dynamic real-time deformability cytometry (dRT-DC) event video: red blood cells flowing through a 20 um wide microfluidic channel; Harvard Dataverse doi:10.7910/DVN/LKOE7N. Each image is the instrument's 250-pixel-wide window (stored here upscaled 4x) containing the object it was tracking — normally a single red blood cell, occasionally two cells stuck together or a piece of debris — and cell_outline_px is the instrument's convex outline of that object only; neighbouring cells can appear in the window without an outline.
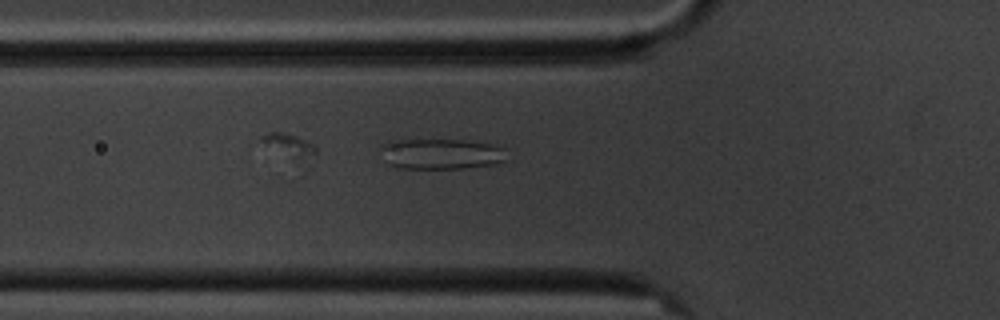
{"species": "common noctule bat (a hibernating species)", "species_latin": "Nyctalus noctula", "temperature_condition": "cold", "stored_images_in_passage": 5, "camera_frame_rate_fps": 3000, "um_per_image_px": 0.085, "animal": {"sex": "male", "body_mass_g": 20.1, "forearm_length_mm": 53.5}, "frame": {"image": 1, "passage_image": 5, "time_ms": 5.667, "image_size_px": [1000, 320], "cell_outline_px": [[508, 160], [496, 164], [460, 168], [400, 168], [388, 164], [380, 148], [380, 144], [388, 140], [464, 140], [488, 144], [504, 148]], "centroid_in_image_um": [37.48, 13.08], "position_along_channel_um": 88.3, "area_um2": 22.43}}